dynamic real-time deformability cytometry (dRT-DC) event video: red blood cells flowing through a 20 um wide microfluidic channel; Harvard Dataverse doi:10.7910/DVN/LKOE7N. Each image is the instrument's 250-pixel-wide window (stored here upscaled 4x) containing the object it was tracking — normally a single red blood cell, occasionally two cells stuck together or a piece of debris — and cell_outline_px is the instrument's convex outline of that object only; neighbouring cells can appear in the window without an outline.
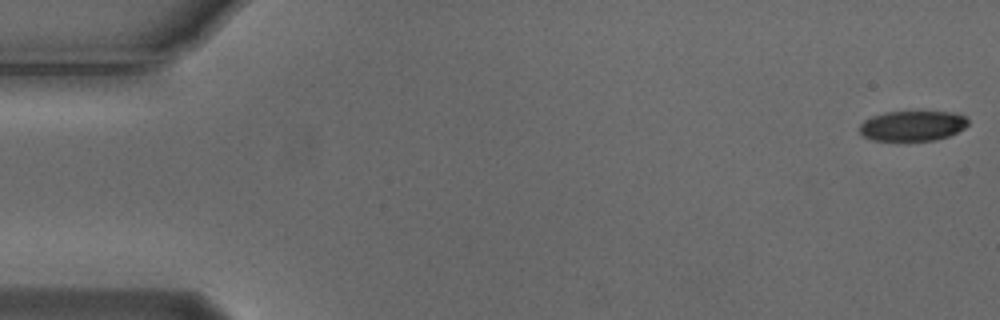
{"species": "Egyptian fruit bat (a non-hibernating species)", "species_latin": "Rousettus aegyptiacus", "temperature_condition": "cold", "stored_images_in_passage": 7, "camera_frame_rate_fps": 3000, "um_per_image_px": 0.085, "animal": {"sex": "male"}, "frame": {"image": 1, "passage_image": 1, "time_ms": 0.0, "image_size_px": [1000, 320], "cell_outline_px": [[968, 124], [964, 128], [948, 136], [936, 140], [872, 140], [864, 136], [860, 132], [860, 124], [864, 120], [872, 116], [884, 112], [952, 112], [964, 116], [968, 120]], "centroid_in_image_um": [77.55, 10.69], "position_along_channel_um": 7.4, "area_um2": 18.9}}
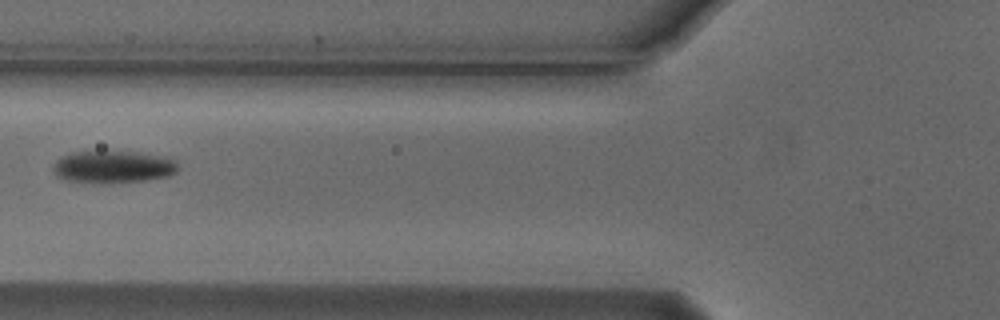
{"frame": {"image": 2, "passage_image": 6, "time_ms": 1.667, "image_size_px": [1000, 320], "cell_outline_px": [[180, 168], [176, 172], [168, 176], [144, 180], [68, 180], [56, 176], [52, 172], [52, 168], [56, 160], [60, 156], [72, 152], [140, 152], [168, 156], [176, 160]], "centroid_in_image_um": [9.67, 14.12], "position_along_channel_um": 116.1, "area_um2": 22.77}}
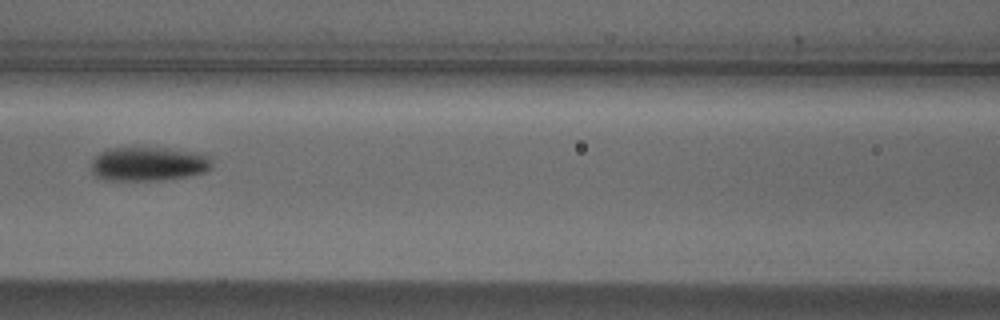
{"frame": {"image": 3, "passage_image": 7, "time_ms": 2.0, "image_size_px": [1000, 320], "cell_outline_px": [[212, 168], [204, 172], [188, 176], [164, 180], [104, 180], [96, 176], [92, 172], [92, 160], [100, 152], [108, 148], [168, 148], [196, 152], [208, 156], [212, 160]], "centroid_in_image_um": [12.63, 13.94], "position_along_channel_um": 154.0, "area_um2": 24.04}}